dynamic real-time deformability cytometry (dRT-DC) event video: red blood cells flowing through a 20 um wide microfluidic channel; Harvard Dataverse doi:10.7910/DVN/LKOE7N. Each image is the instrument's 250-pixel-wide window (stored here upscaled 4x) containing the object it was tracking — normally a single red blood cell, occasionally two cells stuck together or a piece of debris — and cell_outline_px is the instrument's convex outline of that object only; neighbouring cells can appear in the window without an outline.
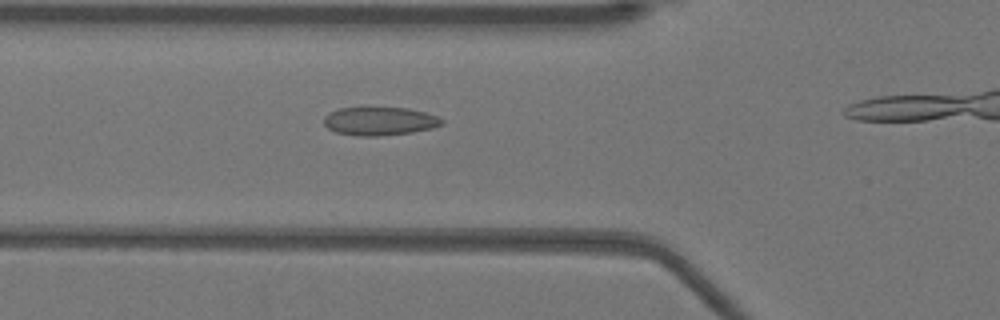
{"species": "Egyptian fruit bat (a non-hibernating species)", "species_latin": "Rousettus aegyptiacus", "temperature_condition": "warm", "stored_images_in_passage": 32, "camera_frame_rate_fps": 3000, "um_per_image_px": 0.085, "animal": {"sex": "female"}, "frame": {"image": 1, "passage_image": 12, "time_ms": 3.667, "image_size_px": [1000, 320], "cell_outline_px": [[444, 124], [432, 128], [412, 132], [380, 136], [360, 136], [336, 132], [328, 128], [324, 124], [324, 116], [328, 112], [340, 108], [408, 108], [424, 112], [436, 116], [444, 120]], "centroid_in_image_um": [32.26, 10.3], "position_along_channel_um": 93.5, "area_um2": 19.42}}
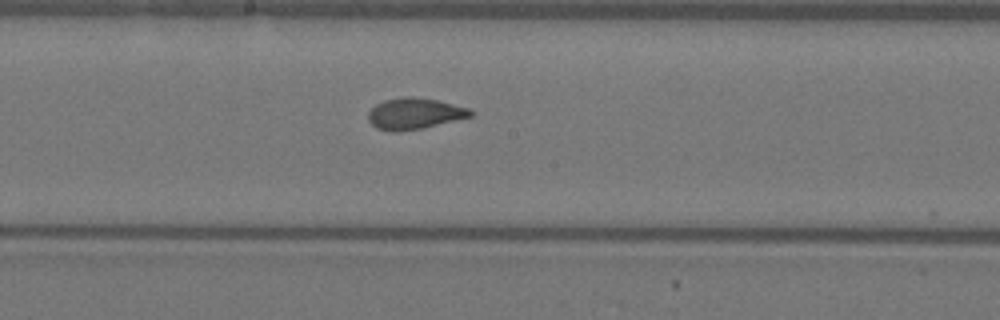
{"frame": {"image": 2, "passage_image": 21, "time_ms": 6.667, "image_size_px": [1000, 320], "cell_outline_px": [[472, 116], [420, 128], [400, 132], [392, 132], [376, 128], [368, 120], [368, 112], [376, 104], [384, 100], [404, 96], [412, 96], [436, 100], [468, 108], [472, 112]], "centroid_in_image_um": [35.17, 9.65], "position_along_channel_um": 213.0, "area_um2": 18.38}}
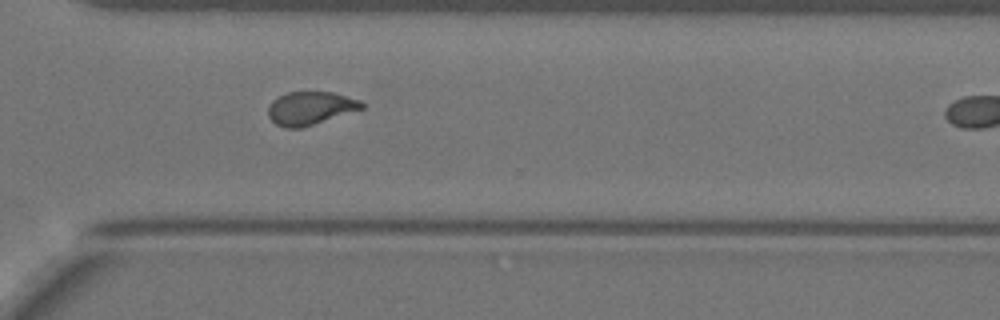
{"frame": {"image": 3, "passage_image": 31, "time_ms": 10.0, "image_size_px": [1000, 320], "cell_outline_px": [[364, 108], [300, 128], [284, 128], [276, 124], [268, 116], [268, 108], [272, 100], [288, 92], [332, 92], [360, 100], [364, 104]], "centroid_in_image_um": [26.36, 9.19], "position_along_channel_um": 344.2, "area_um2": 17.86}}